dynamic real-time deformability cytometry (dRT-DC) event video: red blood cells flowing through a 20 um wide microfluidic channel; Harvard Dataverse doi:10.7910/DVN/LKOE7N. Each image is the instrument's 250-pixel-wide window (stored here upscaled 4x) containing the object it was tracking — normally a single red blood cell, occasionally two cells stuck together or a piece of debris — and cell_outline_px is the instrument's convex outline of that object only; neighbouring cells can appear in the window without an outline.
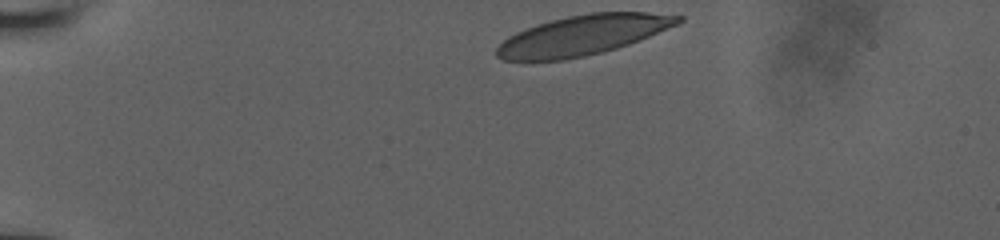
{"species": "human", "species_latin": "Homo sapiens", "temperature_condition": "room temperature", "stored_images_in_passage": 34, "camera_frame_rate_fps": 3000, "um_per_image_px": 0.085, "donor": {"sex": "male"}, "frame": {"image": 1, "passage_image": 1, "time_ms": 0.0, "image_size_px": [1000, 240], "cell_outline_px": [[684, 20], [676, 24], [648, 36], [628, 44], [604, 52], [564, 60], [504, 60], [496, 56], [496, 48], [508, 36], [516, 32], [536, 24], [568, 16], [588, 12], [648, 12], [684, 16]], "centroid_in_image_um": [49.52, 2.98], "position_along_channel_um": 35.5, "area_um2": 41.85}}
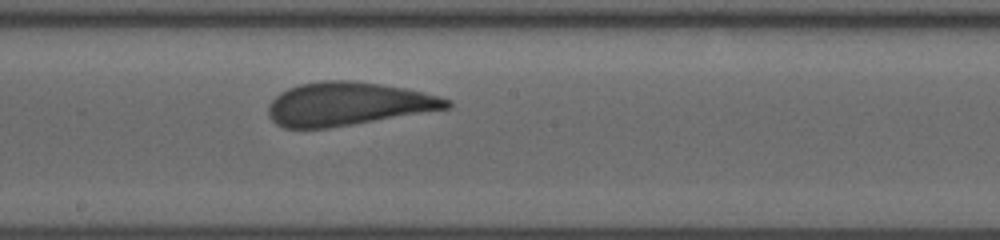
{"frame": {"image": 2, "passage_image": 20, "time_ms": 6.333, "image_size_px": [1000, 240], "cell_outline_px": [[452, 108], [328, 128], [284, 128], [276, 124], [268, 116], [268, 104], [280, 92], [288, 88], [300, 84], [324, 80], [352, 80], [380, 84], [404, 88], [424, 92], [452, 100]], "centroid_in_image_um": [29.57, 8.83], "position_along_channel_um": 218.6, "area_um2": 45.14}}
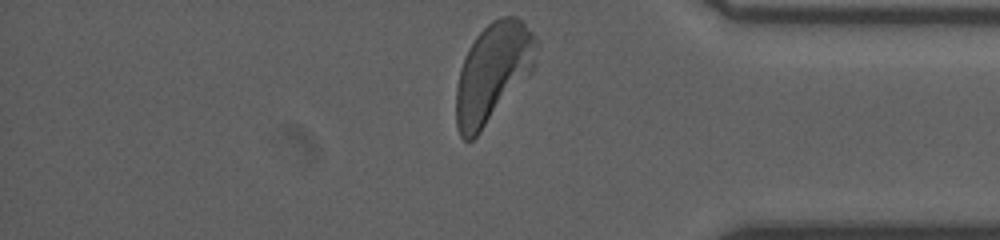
{"frame": {"image": 3, "passage_image": 34, "time_ms": 11.0, "image_size_px": [1000, 240], "cell_outline_px": [[536, 44], [532, 72], [480, 132], [472, 140], [464, 140], [460, 136], [456, 124], [456, 88], [460, 68], [464, 56], [468, 48], [476, 36], [492, 20], [500, 16], [516, 16], [536, 36]], "centroid_in_image_um": [41.86, 6.17], "position_along_channel_um": 393.3, "area_um2": 45.84}}